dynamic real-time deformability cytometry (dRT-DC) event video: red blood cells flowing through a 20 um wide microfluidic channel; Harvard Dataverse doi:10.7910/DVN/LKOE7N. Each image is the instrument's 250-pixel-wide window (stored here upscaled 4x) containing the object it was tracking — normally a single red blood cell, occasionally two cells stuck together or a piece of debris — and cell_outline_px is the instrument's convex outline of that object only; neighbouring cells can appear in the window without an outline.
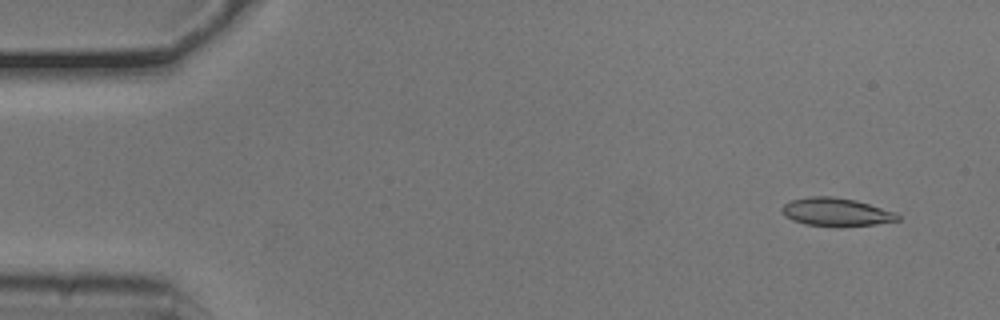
{"species": "common noctule bat (a hibernating species)", "species_latin": "Nyctalus noctula", "temperature_condition": "cold", "stored_images_in_passage": 7, "camera_frame_rate_fps": 3000, "um_per_image_px": 0.085, "animal": {"sex": "male", "body_mass_g": 20.5, "forearm_length_mm": 52.5}, "frame": {"image": 1, "passage_image": 4, "time_ms": 1.0, "image_size_px": [1000, 320], "cell_outline_px": [[900, 220], [876, 224], [840, 228], [836, 228], [804, 224], [792, 220], [784, 216], [780, 208], [784, 204], [792, 200], [812, 196], [832, 196], [856, 200], [896, 212], [900, 216]], "centroid_in_image_um": [71.08, 18.05], "position_along_channel_um": 13.9, "area_um2": 19.48}}